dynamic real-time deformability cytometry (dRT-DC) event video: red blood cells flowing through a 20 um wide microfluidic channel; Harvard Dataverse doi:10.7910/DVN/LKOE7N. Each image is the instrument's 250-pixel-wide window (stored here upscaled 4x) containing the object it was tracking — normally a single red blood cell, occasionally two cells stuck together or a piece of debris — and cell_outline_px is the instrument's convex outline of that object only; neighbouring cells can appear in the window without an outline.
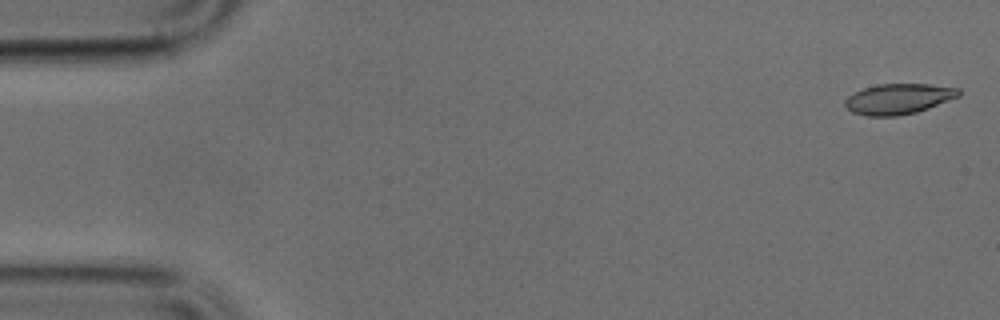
{"species": "common noctule bat (a hibernating species)", "species_latin": "Nyctalus noctula", "temperature_condition": "cold", "stored_images_in_passage": 49, "camera_frame_rate_fps": 3000, "um_per_image_px": 0.085, "animal": {"sex": "male", "body_mass_g": 17.9, "forearm_length_mm": 54.2}, "frame": {"image": 1, "passage_image": 1, "time_ms": 0.0, "image_size_px": [1000, 320], "cell_outline_px": [[960, 96], [928, 108], [916, 112], [896, 116], [864, 116], [852, 112], [844, 104], [844, 100], [848, 96], [864, 88], [876, 84], [928, 84], [960, 88]], "centroid_in_image_um": [76.36, 8.4], "position_along_channel_um": 8.6, "area_um2": 20.17}}
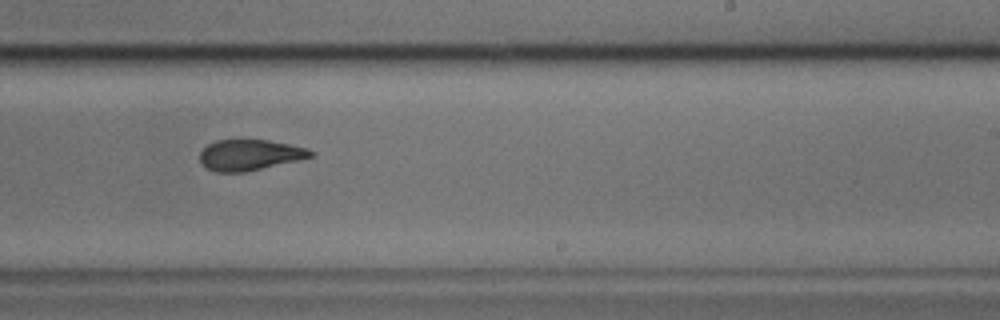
{"frame": {"image": 2, "passage_image": 30, "time_ms": 9.667, "image_size_px": [1000, 320], "cell_outline_px": [[312, 156], [296, 160], [244, 172], [216, 172], [208, 168], [200, 160], [200, 152], [208, 144], [216, 140], [268, 140], [308, 148], [312, 152]], "centroid_in_image_um": [21.19, 13.16], "position_along_channel_um": 267.8, "area_um2": 19.42}}
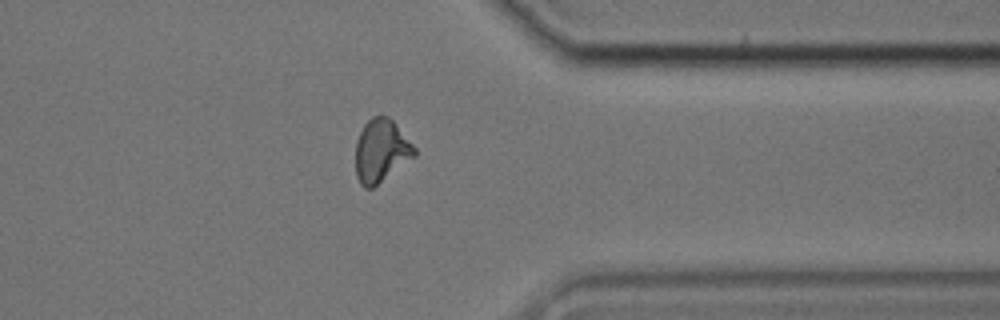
{"frame": {"image": 3, "passage_image": 39, "time_ms": 12.667, "image_size_px": [1000, 320], "cell_outline_px": [[416, 156], [372, 188], [364, 188], [360, 184], [356, 176], [356, 140], [364, 124], [372, 116], [388, 116], [396, 124], [416, 148]], "centroid_in_image_um": [32.39, 12.82], "position_along_channel_um": 379.0, "area_um2": 21.56}}